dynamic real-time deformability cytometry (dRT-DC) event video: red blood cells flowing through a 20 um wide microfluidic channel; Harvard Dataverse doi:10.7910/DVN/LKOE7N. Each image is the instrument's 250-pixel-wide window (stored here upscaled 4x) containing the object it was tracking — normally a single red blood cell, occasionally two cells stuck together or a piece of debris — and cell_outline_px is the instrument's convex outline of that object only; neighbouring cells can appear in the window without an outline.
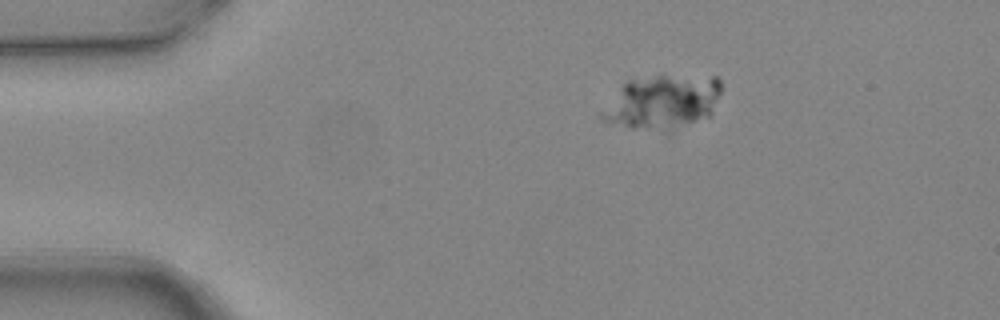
{"species": "common noctule bat (a hibernating species)", "species_latin": "Nyctalus noctula", "temperature_condition": "warm", "stored_images_in_passage": 4, "camera_frame_rate_fps": 3000, "um_per_image_px": 0.085, "animal": {"sex": "female", "body_mass_g": 24.6, "forearm_length_mm": 56.2}, "frame": {"image": 1, "passage_image": 3, "time_ms": 0.667, "image_size_px": [1000, 320], "cell_outline_px": [[720, 92], [712, 116], [672, 124], [632, 128], [604, 120], [600, 116], [600, 112], [620, 88], [628, 80], [656, 76], [716, 76], [720, 80]], "centroid_in_image_um": [56.33, 8.57], "position_along_channel_um": 28.7, "area_um2": 35.32}}